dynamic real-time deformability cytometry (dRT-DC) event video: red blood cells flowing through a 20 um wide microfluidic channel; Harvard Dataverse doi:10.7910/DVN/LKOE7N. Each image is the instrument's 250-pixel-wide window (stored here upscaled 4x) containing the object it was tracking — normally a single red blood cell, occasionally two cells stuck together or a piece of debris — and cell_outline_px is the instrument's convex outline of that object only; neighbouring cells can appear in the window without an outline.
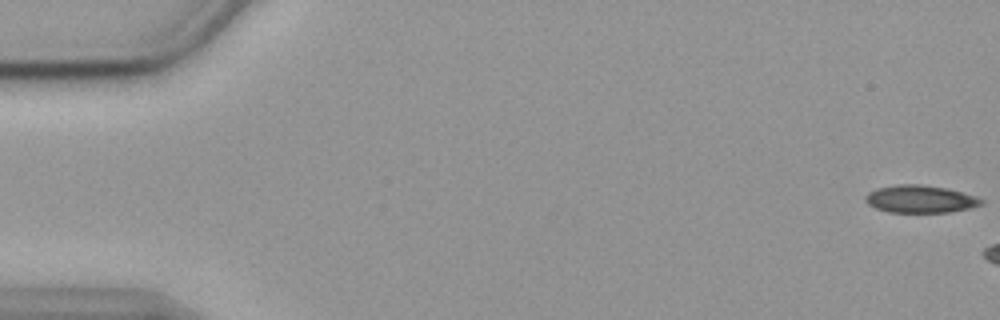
{"species": "common noctule bat (a hibernating species)", "species_latin": "Nyctalus noctula", "temperature_condition": "cold", "stored_images_in_passage": 14, "camera_frame_rate_fps": 3000, "um_per_image_px": 0.085, "animal": {"sex": "female", "body_mass_g": 19.9}, "frame": {"image": 1, "passage_image": 1, "time_ms": 0.0, "image_size_px": [1000, 320], "cell_outline_px": [[984, 204], [968, 208], [948, 212], [888, 212], [876, 208], [868, 204], [864, 200], [864, 196], [868, 192], [876, 188], [896, 184], [920, 184], [944, 188], [976, 196], [984, 200]], "centroid_in_image_um": [78.18, 16.91], "position_along_channel_um": 6.8, "area_um2": 18.55}}
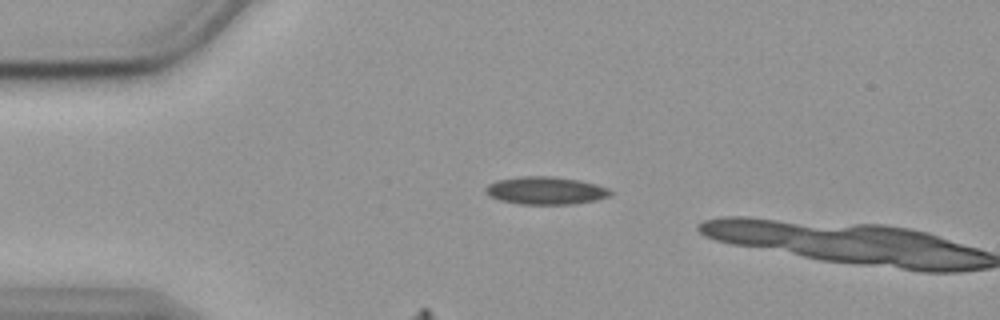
{"frame": {"image": 2, "passage_image": 13, "time_ms": 4.0, "image_size_px": [1000, 320], "cell_outline_px": [[612, 192], [608, 196], [596, 200], [572, 204], [520, 204], [500, 200], [488, 196], [484, 192], [484, 188], [488, 184], [496, 180], [520, 176], [552, 176], [580, 180], [596, 184], [608, 188]], "centroid_in_image_um": [46.33, 16.19], "position_along_channel_um": 38.7, "area_um2": 20.29}}